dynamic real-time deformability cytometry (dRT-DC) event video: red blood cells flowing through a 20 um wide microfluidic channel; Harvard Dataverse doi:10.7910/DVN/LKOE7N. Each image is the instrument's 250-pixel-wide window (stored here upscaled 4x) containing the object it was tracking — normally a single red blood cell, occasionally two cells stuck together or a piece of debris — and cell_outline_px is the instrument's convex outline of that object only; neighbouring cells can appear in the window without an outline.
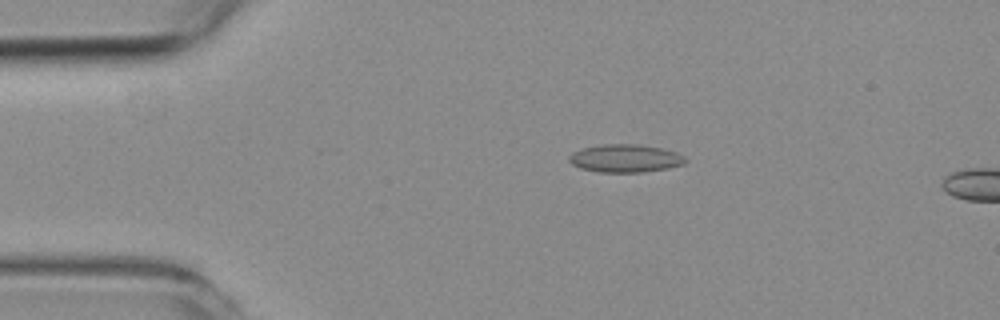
{"species": "common noctule bat (a hibernating species)", "species_latin": "Nyctalus noctula", "temperature_condition": "room temperature", "stored_images_in_passage": 53, "camera_frame_rate_fps": 3000, "um_per_image_px": 0.085, "animal": {"sex": "female", "body_mass_g": 19.3, "forearm_length_mm": 54.1}, "frame": {"image": 1, "passage_image": 10, "time_ms": 3.0, "image_size_px": [1000, 320], "cell_outline_px": [[688, 160], [684, 164], [668, 168], [644, 172], [600, 172], [580, 168], [572, 164], [568, 160], [568, 156], [572, 152], [584, 148], [604, 144], [640, 144], [660, 148], [676, 152], [684, 156]], "centroid_in_image_um": [53.15, 13.46], "position_along_channel_um": 31.8, "area_um2": 18.96}}
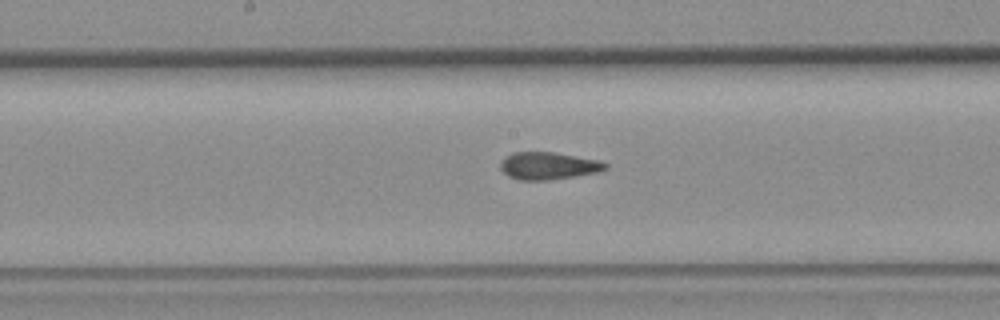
{"frame": {"image": 2, "passage_image": 27, "time_ms": 8.667, "image_size_px": [1000, 320], "cell_outline_px": [[608, 168], [600, 172], [576, 176], [548, 180], [516, 180], [508, 176], [500, 168], [500, 164], [512, 152], [552, 152], [600, 160], [608, 164]], "centroid_in_image_um": [46.65, 14.1], "position_along_channel_um": 201.6, "area_um2": 16.76}}
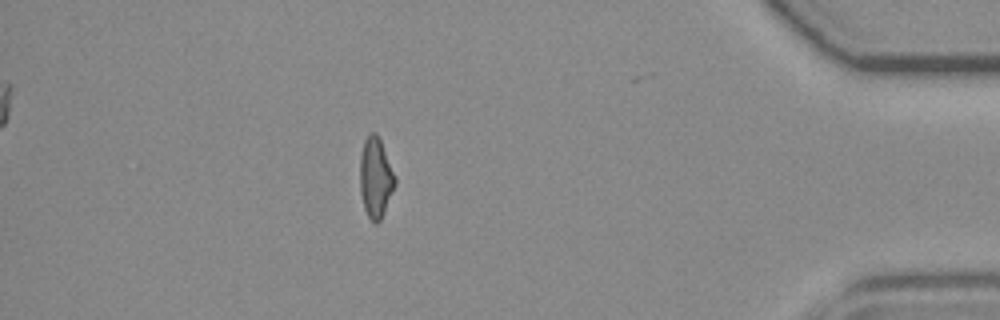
{"frame": {"image": 3, "passage_image": 47, "time_ms": 15.333, "image_size_px": [1000, 320], "cell_outline_px": [[396, 184], [384, 212], [380, 220], [376, 224], [372, 224], [364, 208], [360, 192], [360, 156], [364, 140], [368, 132], [376, 132], [380, 140], [396, 176]], "centroid_in_image_um": [31.92, 15.1], "position_along_channel_um": 403.3, "area_um2": 16.53}}